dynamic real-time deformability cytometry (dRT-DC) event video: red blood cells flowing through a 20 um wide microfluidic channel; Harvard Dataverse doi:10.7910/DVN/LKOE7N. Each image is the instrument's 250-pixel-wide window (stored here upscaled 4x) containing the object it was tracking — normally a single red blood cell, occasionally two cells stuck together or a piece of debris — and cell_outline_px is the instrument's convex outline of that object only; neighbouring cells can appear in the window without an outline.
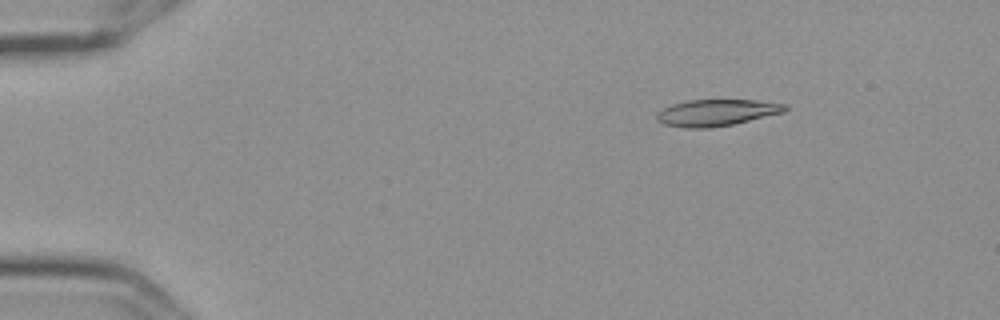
{"species": "Egyptian fruit bat (a non-hibernating species)", "species_latin": "Rousettus aegyptiacus", "temperature_condition": "cold", "stored_images_in_passage": 5, "camera_frame_rate_fps": 3000, "um_per_image_px": 0.085, "frame": {"image": 1, "passage_image": 2, "time_ms": 0.333, "image_size_px": [1000, 320], "cell_outline_px": [[788, 108], [784, 112], [732, 124], [712, 128], [684, 128], [664, 124], [656, 120], [656, 112], [672, 104], [688, 100], [756, 100], [788, 104]], "centroid_in_image_um": [60.89, 9.57], "position_along_channel_um": 24.1, "area_um2": 19.88}}
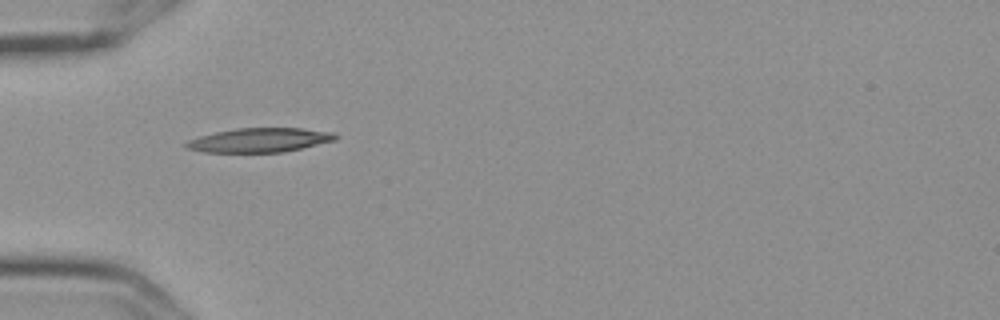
{"frame": {"image": 2, "passage_image": 4, "time_ms": 1.0, "image_size_px": [1000, 320], "cell_outline_px": [[340, 136], [336, 140], [284, 152], [204, 152], [188, 148], [184, 144], [188, 140], [200, 136], [216, 132], [236, 128], [300, 128], [332, 132]], "centroid_in_image_um": [22.09, 11.91], "position_along_channel_um": 62.9, "area_um2": 20.92}}
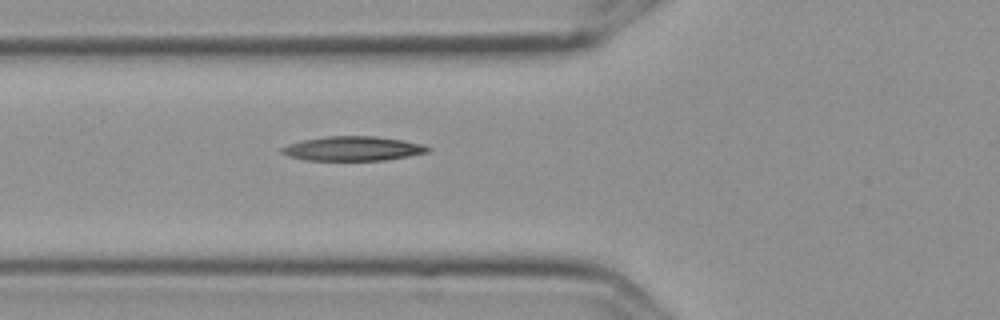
{"frame": {"image": 3, "passage_image": 5, "time_ms": 1.333, "image_size_px": [1000, 320], "cell_outline_px": [[432, 148], [428, 152], [408, 156], [384, 160], [304, 160], [288, 156], [280, 152], [280, 148], [288, 144], [304, 140], [328, 136], [376, 136], [404, 140], [424, 144]], "centroid_in_image_um": [30.01, 12.62], "position_along_channel_um": 95.8, "area_um2": 20.81}}